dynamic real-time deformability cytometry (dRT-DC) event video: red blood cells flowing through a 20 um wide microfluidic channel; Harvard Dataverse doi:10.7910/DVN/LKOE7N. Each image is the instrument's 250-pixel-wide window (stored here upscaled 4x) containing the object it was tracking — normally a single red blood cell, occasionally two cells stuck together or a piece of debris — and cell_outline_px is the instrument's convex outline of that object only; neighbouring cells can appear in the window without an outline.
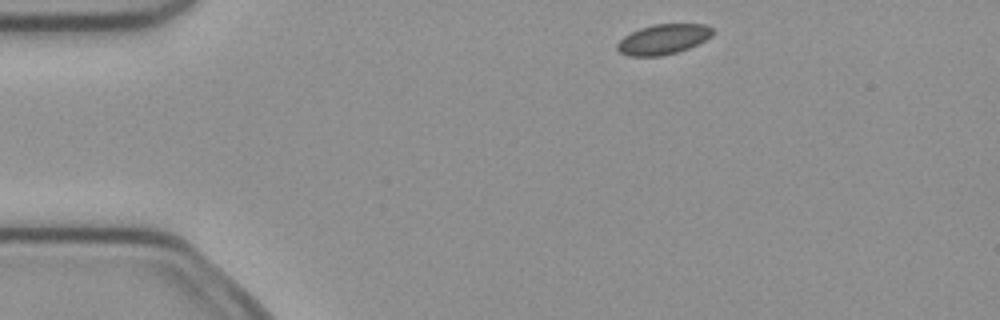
{"species": "common noctule bat (a hibernating species)", "species_latin": "Nyctalus noctula", "temperature_condition": "cold", "stored_images_in_passage": 5, "camera_frame_rate_fps": 3000, "um_per_image_px": 0.085, "animal": {"sex": "female", "body_mass_g": 21.9}, "frame": {"image": 1, "passage_image": 1, "time_ms": 0.0, "image_size_px": [1000, 320], "cell_outline_px": [[712, 36], [688, 48], [676, 52], [660, 56], [628, 56], [620, 52], [616, 48], [616, 44], [624, 36], [640, 28], [652, 24], [704, 24], [712, 28]], "centroid_in_image_um": [56.34, 3.34], "position_along_channel_um": 28.7, "area_um2": 16.59}}
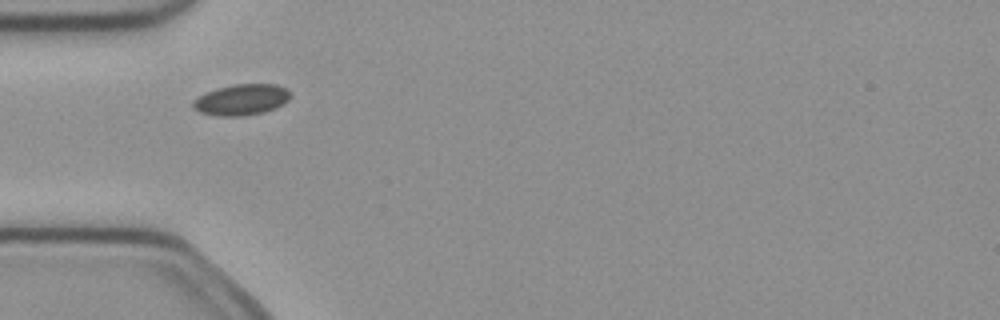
{"frame": {"image": 2, "passage_image": 3, "time_ms": 0.667, "image_size_px": [1000, 320], "cell_outline_px": [[292, 96], [284, 104], [264, 112], [244, 116], [220, 116], [200, 112], [192, 104], [192, 100], [216, 88], [232, 84], [276, 84], [288, 88], [292, 92]], "centroid_in_image_um": [20.59, 8.46], "position_along_channel_um": 64.4, "area_um2": 17.69}}
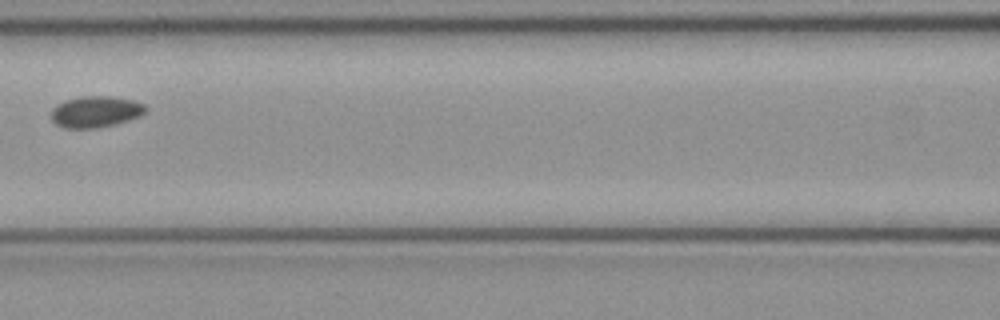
{"frame": {"image": 3, "passage_image": 5, "time_ms": 1.333, "image_size_px": [1000, 320], "cell_outline_px": [[148, 112], [140, 116], [128, 120], [96, 128], [64, 128], [56, 124], [52, 120], [52, 108], [56, 104], [64, 100], [80, 96], [108, 96], [136, 100], [144, 104], [148, 108]], "centroid_in_image_um": [8.15, 9.48], "position_along_channel_um": 158.5, "area_um2": 17.4}}